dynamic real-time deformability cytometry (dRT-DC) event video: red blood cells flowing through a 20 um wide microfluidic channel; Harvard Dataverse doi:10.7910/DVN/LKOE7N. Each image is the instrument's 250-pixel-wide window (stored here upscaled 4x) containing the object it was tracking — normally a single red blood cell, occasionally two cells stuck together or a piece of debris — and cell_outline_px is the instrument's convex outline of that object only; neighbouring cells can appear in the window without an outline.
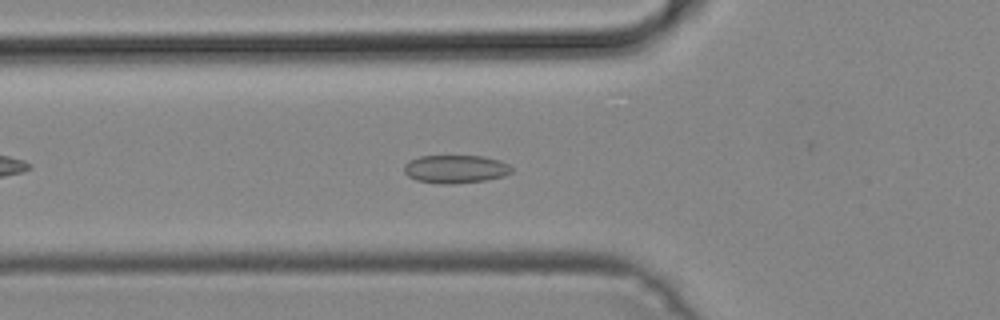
{"species": "common noctule bat (a hibernating species)", "species_latin": "Nyctalus noctula", "temperature_condition": "cold", "stored_images_in_passage": 37, "camera_frame_rate_fps": 3000, "um_per_image_px": 0.085, "animal": {"sex": "male", "body_mass_g": 19.2, "forearm_length_mm": 51.8}, "frame": {"image": 1, "passage_image": 10, "time_ms": 3.0, "image_size_px": [1000, 320], "cell_outline_px": [[512, 172], [504, 176], [484, 180], [448, 184], [440, 184], [416, 180], [408, 176], [404, 172], [404, 164], [408, 160], [420, 156], [484, 156], [500, 160], [508, 164], [512, 168]], "centroid_in_image_um": [38.7, 14.36], "position_along_channel_um": 87.1, "area_um2": 17.69}}
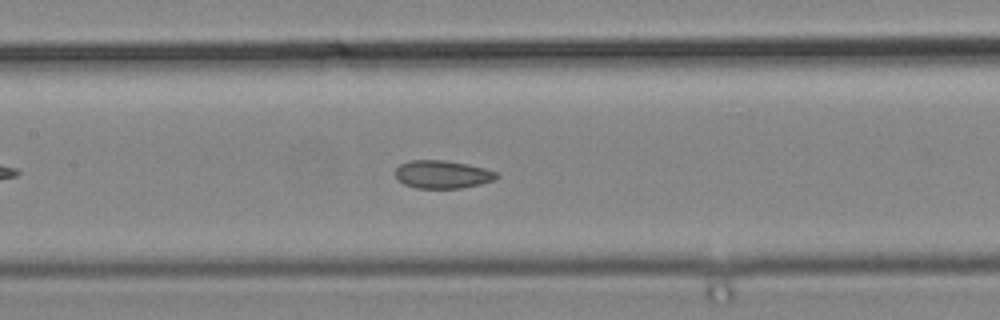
{"frame": {"image": 2, "passage_image": 16, "time_ms": 5.0, "image_size_px": [1000, 320], "cell_outline_px": [[500, 176], [496, 180], [480, 184], [460, 188], [416, 188], [404, 184], [396, 180], [396, 168], [400, 164], [408, 160], [444, 160], [468, 164], [484, 168], [496, 172]], "centroid_in_image_um": [37.6, 14.82], "position_along_channel_um": 169.8, "area_um2": 16.65}}
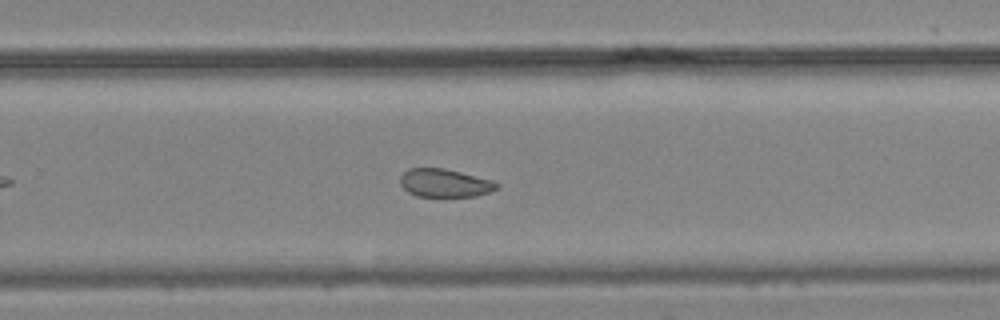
{"frame": {"image": 3, "passage_image": 25, "time_ms": 8.0, "image_size_px": [1000, 320], "cell_outline_px": [[500, 188], [476, 196], [416, 196], [408, 192], [400, 184], [400, 176], [408, 168], [444, 168], [492, 180], [500, 184]], "centroid_in_image_um": [37.8, 15.55], "position_along_channel_um": 292.0, "area_um2": 15.84}}